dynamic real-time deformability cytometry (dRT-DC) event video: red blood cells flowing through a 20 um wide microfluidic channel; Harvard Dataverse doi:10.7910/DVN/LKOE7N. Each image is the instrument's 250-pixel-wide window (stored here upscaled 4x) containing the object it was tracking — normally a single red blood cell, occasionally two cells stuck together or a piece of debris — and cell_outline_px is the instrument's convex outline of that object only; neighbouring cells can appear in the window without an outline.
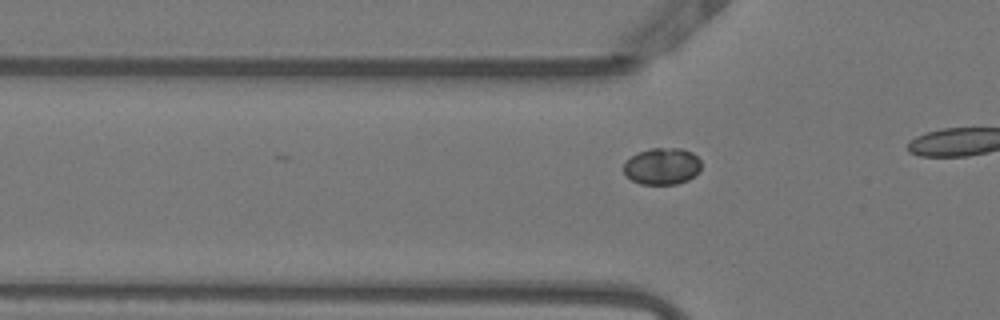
{"species": "Egyptian fruit bat (a non-hibernating species)", "species_latin": "Rousettus aegyptiacus", "temperature_condition": "warm", "stored_images_in_passage": 16, "camera_frame_rate_fps": 3000, "um_per_image_px": 0.085, "animal": {"sex": "female"}, "frame": {"image": 1, "passage_image": 10, "time_ms": 3.0, "image_size_px": [1000, 320], "cell_outline_px": [[700, 168], [688, 180], [676, 184], [640, 184], [632, 180], [624, 172], [624, 164], [632, 156], [640, 152], [652, 148], [680, 148], [692, 152], [700, 160]], "centroid_in_image_um": [56.28, 14.13], "position_along_channel_um": 69.5, "area_um2": 16.3}}
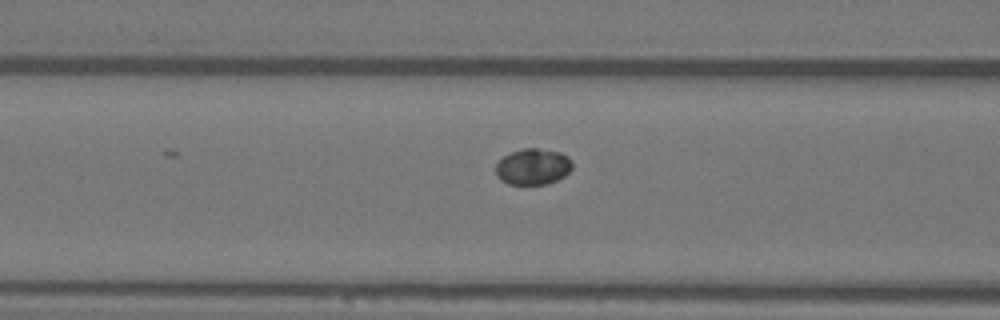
{"frame": {"image": 2, "passage_image": 14, "time_ms": 4.333, "image_size_px": [1000, 320], "cell_outline_px": [[572, 168], [564, 176], [548, 184], [508, 184], [500, 180], [496, 176], [496, 164], [504, 156], [512, 152], [524, 148], [536, 148], [560, 152], [568, 156], [572, 160]], "centroid_in_image_um": [45.3, 14.17], "position_along_channel_um": 121.3, "area_um2": 16.13}}